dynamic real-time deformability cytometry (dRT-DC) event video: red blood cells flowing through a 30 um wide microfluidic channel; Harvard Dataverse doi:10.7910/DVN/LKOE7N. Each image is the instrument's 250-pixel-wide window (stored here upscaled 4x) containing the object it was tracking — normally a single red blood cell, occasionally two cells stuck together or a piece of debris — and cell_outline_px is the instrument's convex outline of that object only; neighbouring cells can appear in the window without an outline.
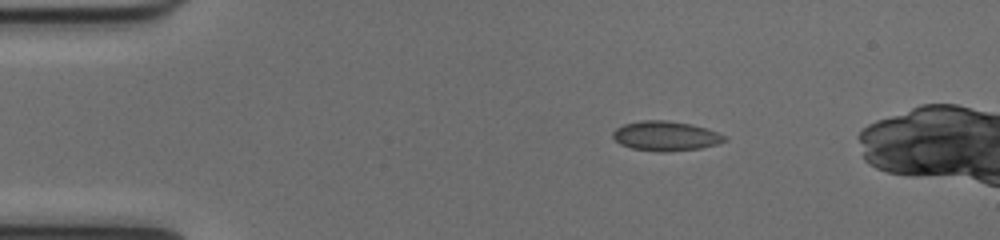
{"species": "common noctule bat (a hibernating species)", "species_latin": "Nyctalus noctula", "temperature_condition": "cold", "stored_images_in_passage": 41, "camera_frame_rate_fps": 3000, "um_per_image_px": 0.085, "animal": {"sex": "female", "body_mass_g": 17.0, "forearm_length_mm": 48.0}, "frame": {"image": 1, "passage_image": 1, "time_ms": 0.0, "image_size_px": [1000, 240], "cell_outline_px": [[724, 140], [716, 144], [700, 148], [664, 152], [660, 152], [632, 148], [620, 144], [612, 136], [612, 132], [616, 128], [624, 124], [644, 120], [664, 120], [692, 124], [716, 132], [724, 136]], "centroid_in_image_um": [56.52, 11.56], "position_along_channel_um": 28.5, "area_um2": 18.96}}
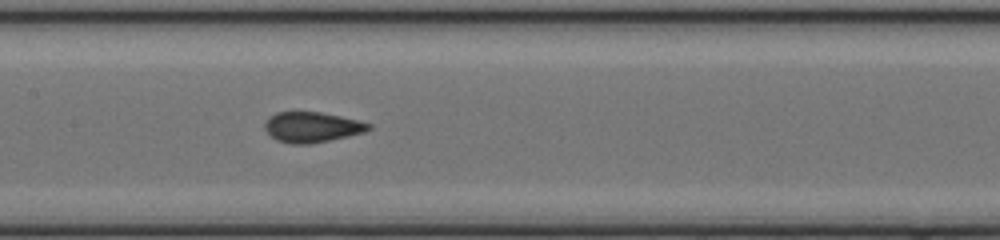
{"frame": {"image": 2, "passage_image": 17, "time_ms": 5.333, "image_size_px": [1000, 240], "cell_outline_px": [[372, 128], [364, 132], [348, 136], [308, 144], [292, 144], [276, 140], [264, 128], [264, 124], [268, 116], [276, 112], [320, 112], [340, 116], [372, 124]], "centroid_in_image_um": [26.49, 10.8], "position_along_channel_um": 180.9, "area_um2": 18.26}}
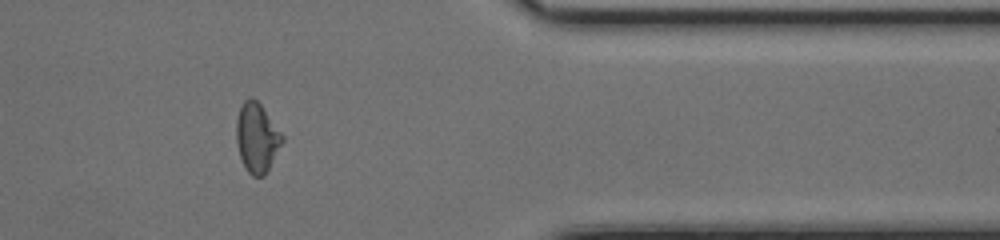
{"frame": {"image": 3, "passage_image": 34, "time_ms": 11.0, "image_size_px": [1000, 240], "cell_outline_px": [[284, 140], [264, 176], [252, 176], [248, 172], [240, 156], [236, 140], [236, 120], [240, 108], [244, 100], [252, 96], [260, 104], [284, 136]], "centroid_in_image_um": [21.83, 11.69], "position_along_channel_um": 389.6, "area_um2": 18.32}, "authors_computed_cell_mechanics": {"area_um2": 18.0914, "velocity_mm_per_s": 4.0366, "shape_relaxation_time_tau1_ms": null, "shape_relaxation_time_tau2_ms": 0.9924, "deformation_change_tau1": null, "deformation_change_tau2": 0.0323}}